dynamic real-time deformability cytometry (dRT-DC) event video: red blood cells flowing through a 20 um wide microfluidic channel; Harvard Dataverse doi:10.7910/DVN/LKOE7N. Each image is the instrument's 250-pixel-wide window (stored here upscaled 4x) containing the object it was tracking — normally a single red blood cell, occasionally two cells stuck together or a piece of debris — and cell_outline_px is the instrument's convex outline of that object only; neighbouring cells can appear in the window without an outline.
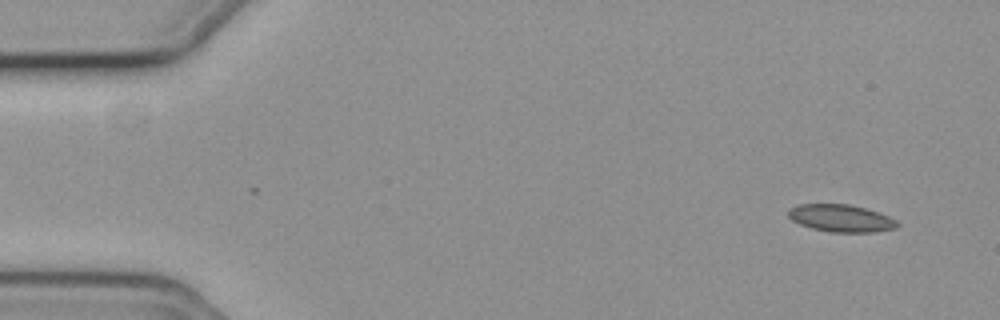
{"species": "common noctule bat (a hibernating species)", "species_latin": "Nyctalus noctula", "temperature_condition": "cold", "stored_images_in_passage": 54, "camera_frame_rate_fps": 3000, "um_per_image_px": 0.085, "animal": {"sex": "female", "body_mass_g": 19.3, "forearm_length_mm": 54.1}, "frame": {"image": 1, "passage_image": 2, "time_ms": 0.333, "image_size_px": [1000, 320], "cell_outline_px": [[900, 224], [896, 228], [872, 232], [832, 232], [812, 228], [800, 224], [792, 220], [788, 216], [788, 208], [796, 204], [848, 204], [864, 208], [888, 216], [896, 220]], "centroid_in_image_um": [71.45, 18.54], "position_along_channel_um": 13.5, "area_um2": 17.28}}
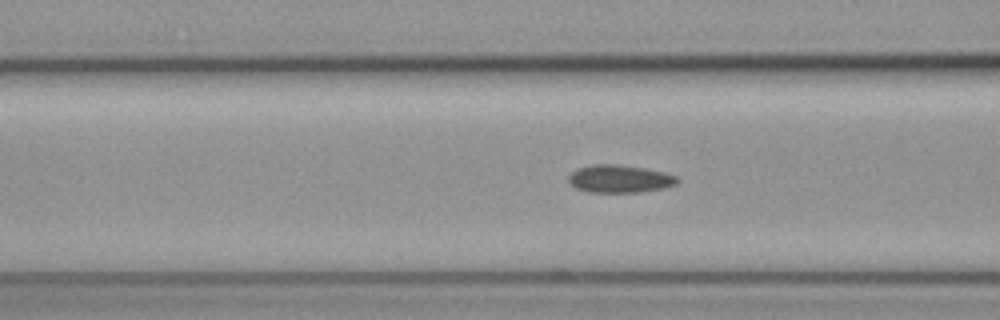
{"frame": {"image": 2, "passage_image": 20, "time_ms": 6.333, "image_size_px": [1000, 320], "cell_outline_px": [[680, 180], [676, 184], [664, 188], [636, 192], [588, 192], [576, 188], [568, 180], [568, 176], [576, 168], [592, 164], [616, 164], [644, 168], [664, 172], [676, 176]], "centroid_in_image_um": [52.66, 15.19], "position_along_channel_um": 113.9, "area_um2": 17.57}}
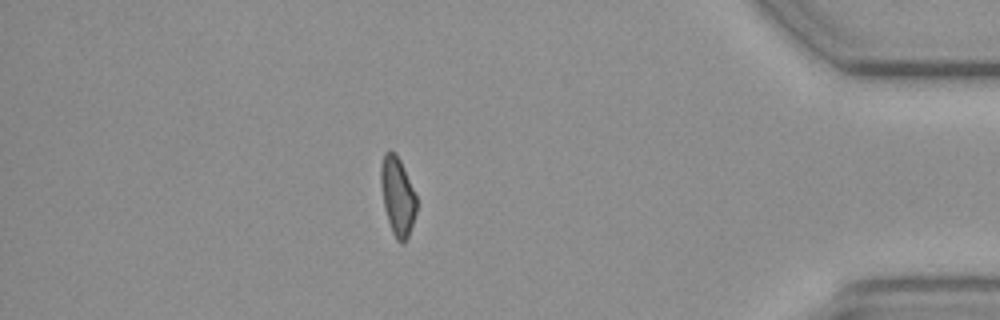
{"frame": {"image": 3, "passage_image": 47, "time_ms": 15.333, "image_size_px": [1000, 320], "cell_outline_px": [[416, 212], [408, 236], [404, 244], [400, 244], [396, 240], [392, 232], [384, 208], [380, 184], [380, 164], [384, 152], [392, 152], [400, 160], [404, 168], [416, 196]], "centroid_in_image_um": [33.77, 16.7], "position_along_channel_um": 401.4, "area_um2": 16.24}}